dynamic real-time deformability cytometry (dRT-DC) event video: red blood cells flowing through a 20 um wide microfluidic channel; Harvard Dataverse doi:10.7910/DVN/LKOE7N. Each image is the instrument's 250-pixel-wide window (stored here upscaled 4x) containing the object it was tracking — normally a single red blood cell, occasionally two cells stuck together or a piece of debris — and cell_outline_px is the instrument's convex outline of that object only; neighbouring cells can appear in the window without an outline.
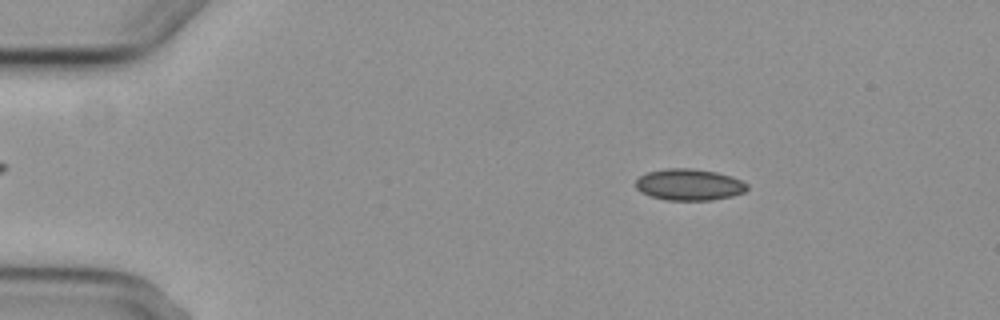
{"species": "common noctule bat (a hibernating species)", "species_latin": "Nyctalus noctula", "temperature_condition": "cold", "stored_images_in_passage": 5, "camera_frame_rate_fps": 3000, "um_per_image_px": 0.085, "animal": {"sex": "female", "body_mass_g": 29.2, "forearm_length_mm": 56.3}, "frame": {"image": 1, "passage_image": 2, "time_ms": 1.333, "image_size_px": [1000, 320], "cell_outline_px": [[748, 188], [744, 192], [732, 196], [712, 200], [668, 200], [652, 196], [640, 192], [636, 188], [636, 180], [640, 176], [648, 172], [668, 168], [692, 168], [716, 172], [732, 176], [748, 184]], "centroid_in_image_um": [58.59, 15.69], "position_along_channel_um": 26.4, "area_um2": 20.4}}